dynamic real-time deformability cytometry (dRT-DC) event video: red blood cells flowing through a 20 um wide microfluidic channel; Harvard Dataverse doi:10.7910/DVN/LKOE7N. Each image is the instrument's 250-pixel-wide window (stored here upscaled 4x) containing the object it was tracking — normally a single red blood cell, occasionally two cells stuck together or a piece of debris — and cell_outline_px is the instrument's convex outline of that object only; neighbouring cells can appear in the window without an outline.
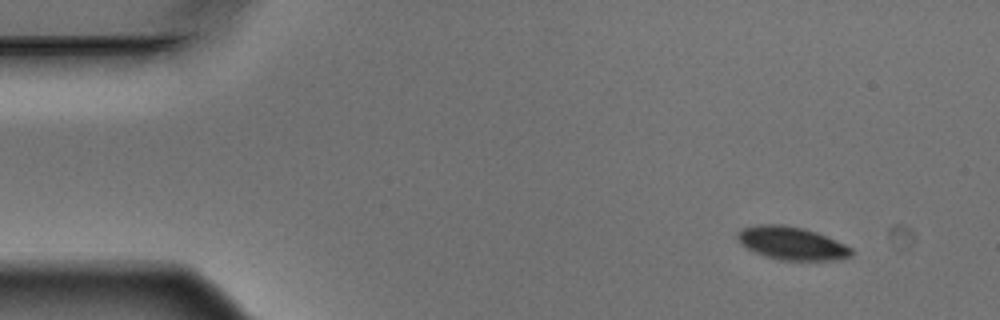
{"species": "Egyptian fruit bat (a non-hibernating species)", "species_latin": "Rousettus aegyptiacus", "temperature_condition": "warm", "stored_images_in_passage": 3, "camera_frame_rate_fps": 3000, "um_per_image_px": 0.085, "animal": {"sex": "male"}, "frame": {"image": 1, "passage_image": 1, "time_ms": 0.0, "image_size_px": [1000, 320], "cell_outline_px": [[852, 256], [832, 260], [780, 260], [764, 256], [748, 248], [736, 236], [736, 232], [740, 228], [756, 224], [784, 224], [804, 228], [816, 232], [844, 244], [852, 248]], "centroid_in_image_um": [67.27, 20.66], "position_along_channel_um": 17.7, "area_um2": 21.85}}